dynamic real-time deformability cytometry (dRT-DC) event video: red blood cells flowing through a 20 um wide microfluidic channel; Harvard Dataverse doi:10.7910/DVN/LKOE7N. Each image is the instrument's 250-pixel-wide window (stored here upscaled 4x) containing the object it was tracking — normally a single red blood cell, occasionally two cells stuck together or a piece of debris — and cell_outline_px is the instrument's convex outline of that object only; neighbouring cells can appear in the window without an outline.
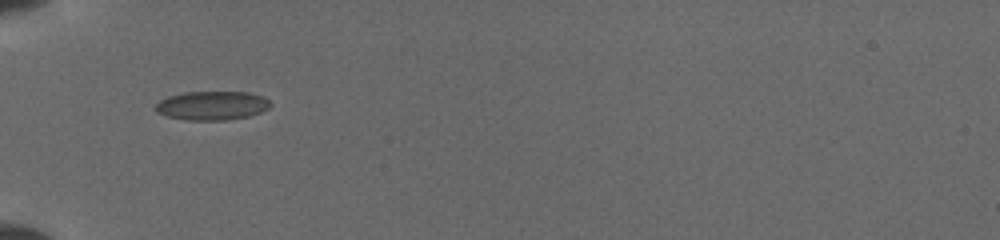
{"species": "common noctule bat (a hibernating species)", "species_latin": "Nyctalus noctula", "temperature_condition": "cold", "stored_images_in_passage": 34, "camera_frame_rate_fps": 3000, "um_per_image_px": 0.085, "animal": {"sex": "female", "body_mass_g": 19.5, "forearm_length_mm": 54.1}, "frame": {"image": 1, "passage_image": 1, "time_ms": 0.0, "image_size_px": [1000, 240], "cell_outline_px": [[272, 104], [268, 108], [260, 112], [248, 116], [224, 120], [184, 120], [168, 116], [156, 112], [156, 104], [160, 100], [168, 96], [184, 92], [248, 92], [260, 96], [268, 100]], "centroid_in_image_um": [18.0, 8.97], "position_along_channel_um": 67.0, "area_um2": 19.19}}
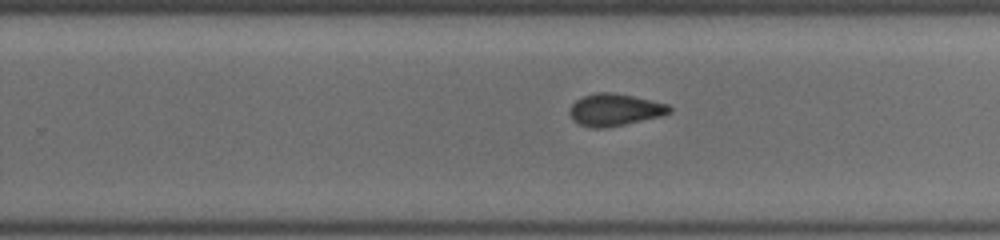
{"frame": {"image": 2, "passage_image": 14, "time_ms": 5.333, "image_size_px": [1000, 240], "cell_outline_px": [[672, 112], [660, 116], [624, 124], [600, 128], [592, 128], [580, 124], [572, 120], [568, 112], [572, 104], [576, 100], [584, 96], [596, 92], [612, 92], [632, 96], [668, 104], [672, 108]], "centroid_in_image_um": [52.23, 9.32], "position_along_channel_um": 277.6, "area_um2": 18.5}}
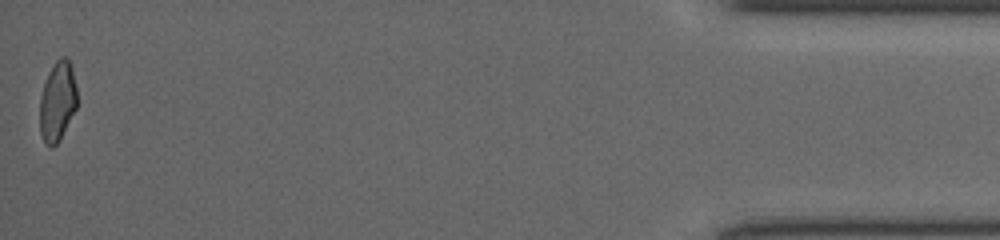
{"frame": {"image": 3, "passage_image": 34, "time_ms": 11.0, "image_size_px": [1000, 240], "cell_outline_px": [[76, 108], [60, 140], [52, 148], [44, 140], [40, 132], [40, 96], [44, 84], [56, 60], [60, 56], [68, 56], [72, 68], [76, 88]], "centroid_in_image_um": [4.89, 8.61], "position_along_channel_um": 430.3, "area_um2": 17.11}}